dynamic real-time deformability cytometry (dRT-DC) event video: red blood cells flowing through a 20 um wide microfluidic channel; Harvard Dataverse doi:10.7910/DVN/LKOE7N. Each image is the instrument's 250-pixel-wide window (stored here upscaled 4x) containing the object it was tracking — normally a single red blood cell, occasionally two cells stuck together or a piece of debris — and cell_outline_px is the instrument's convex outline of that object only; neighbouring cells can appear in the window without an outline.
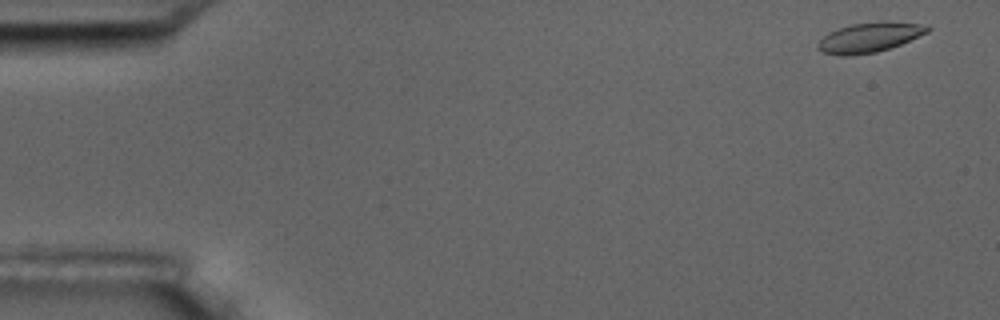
{"species": "common noctule bat (a hibernating species)", "species_latin": "Nyctalus noctula", "temperature_condition": "room temperature", "stored_images_in_passage": 6, "camera_frame_rate_fps": 3000, "um_per_image_px": 0.085, "animal": {"sex": "male", "body_mass_g": 17.5, "forearm_length_mm": 52.3}, "frame": {"image": 1, "passage_image": 1, "time_ms": 0.0, "image_size_px": [1000, 320], "cell_outline_px": [[932, 28], [928, 32], [900, 44], [876, 52], [852, 56], [840, 56], [824, 52], [816, 48], [816, 44], [828, 32], [852, 24], [884, 20], [916, 24]], "centroid_in_image_um": [73.85, 3.18], "position_along_channel_um": 11.1, "area_um2": 18.9}}
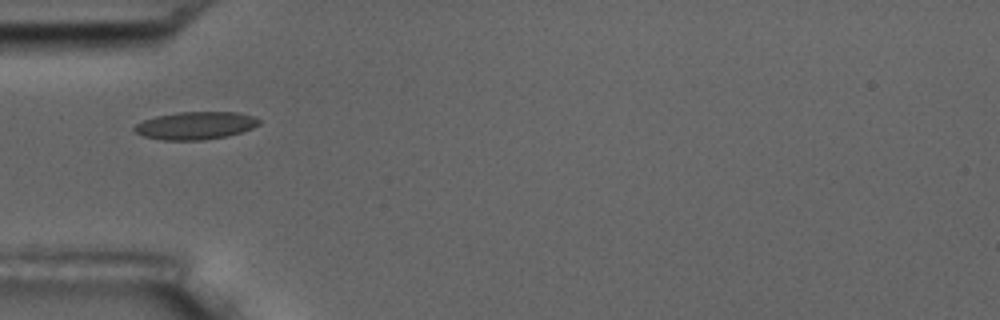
{"frame": {"image": 2, "passage_image": 4, "time_ms": 5.333, "image_size_px": [1000, 320], "cell_outline_px": [[260, 124], [252, 128], [228, 136], [204, 140], [164, 140], [144, 136], [136, 132], [132, 128], [136, 124], [144, 120], [156, 116], [176, 112], [240, 112], [252, 116], [260, 120]], "centroid_in_image_um": [16.62, 10.67], "position_along_channel_um": 68.4, "area_um2": 20.11}}